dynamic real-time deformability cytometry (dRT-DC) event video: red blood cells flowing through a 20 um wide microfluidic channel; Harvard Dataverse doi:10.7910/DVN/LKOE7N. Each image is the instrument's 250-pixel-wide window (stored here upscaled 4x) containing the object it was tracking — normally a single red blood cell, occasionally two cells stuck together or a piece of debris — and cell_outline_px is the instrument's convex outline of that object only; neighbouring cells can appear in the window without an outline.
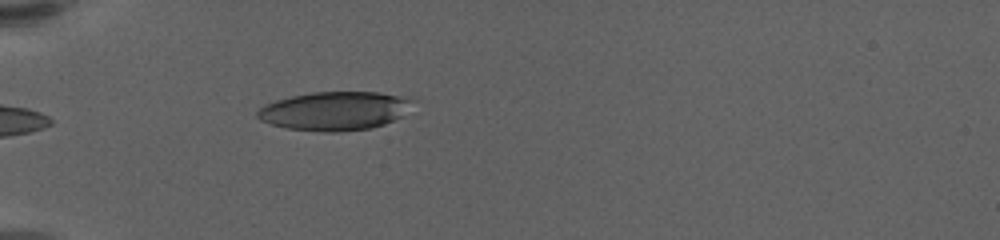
{"species": "human", "species_latin": "Homo sapiens", "temperature_condition": "warm", "stored_images_in_passage": 6, "camera_frame_rate_fps": 3000, "um_per_image_px": 0.085, "donor": {"sex": "female"}, "frame": {"image": 1, "passage_image": 1, "time_ms": 0.0, "image_size_px": [1000, 240], "cell_outline_px": [[416, 100], [400, 116], [384, 124], [372, 128], [336, 132], [324, 132], [288, 128], [272, 124], [260, 120], [256, 116], [256, 112], [264, 104], [276, 100], [292, 96], [312, 92], [380, 92], [412, 96]], "centroid_in_image_um": [28.48, 9.41], "position_along_channel_um": 56.5, "area_um2": 35.14}}
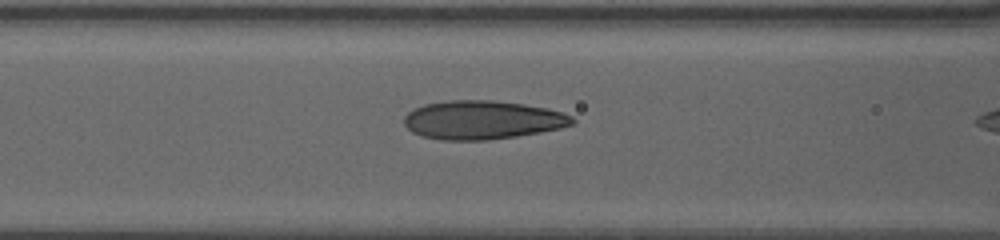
{"frame": {"image": 2, "passage_image": 4, "time_ms": 1.0, "image_size_px": [1000, 240], "cell_outline_px": [[576, 120], [572, 124], [560, 128], [540, 132], [516, 136], [488, 140], [444, 140], [420, 136], [412, 132], [404, 124], [404, 116], [408, 112], [424, 104], [452, 100], [492, 100], [524, 104], [548, 108], [572, 116]], "centroid_in_image_um": [40.99, 10.2], "position_along_channel_um": 125.6, "area_um2": 37.86}}